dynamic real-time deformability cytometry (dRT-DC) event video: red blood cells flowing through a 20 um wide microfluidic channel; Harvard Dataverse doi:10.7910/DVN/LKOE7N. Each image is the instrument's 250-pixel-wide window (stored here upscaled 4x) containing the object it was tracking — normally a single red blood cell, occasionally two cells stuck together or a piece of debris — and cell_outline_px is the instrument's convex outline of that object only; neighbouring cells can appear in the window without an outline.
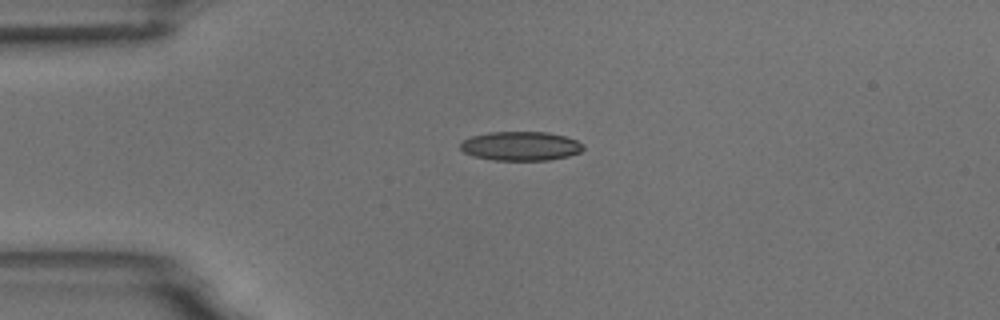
{"species": "common noctule bat (a hibernating species)", "species_latin": "Nyctalus noctula", "temperature_condition": "room temperature", "stored_images_in_passage": 2, "camera_frame_rate_fps": 3000, "um_per_image_px": 0.085, "animal": {"sex": "male", "body_mass_g": 18.8}, "frame": {"image": 1, "passage_image": 1, "time_ms": 0.0, "image_size_px": [1000, 320], "cell_outline_px": [[584, 148], [580, 152], [568, 156], [548, 160], [492, 160], [472, 156], [464, 152], [460, 148], [460, 144], [464, 140], [472, 136], [488, 132], [548, 132], [564, 136], [576, 140], [584, 144]], "centroid_in_image_um": [44.25, 12.41], "position_along_channel_um": 40.7, "area_um2": 20.87}}